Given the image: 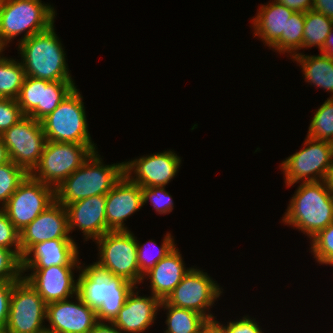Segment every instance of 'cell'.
Listing matches in <instances>:
<instances>
[{
  "instance_id": "6da1fadb",
  "label": "cell",
  "mask_w": 333,
  "mask_h": 333,
  "mask_svg": "<svg viewBox=\"0 0 333 333\" xmlns=\"http://www.w3.org/2000/svg\"><path fill=\"white\" fill-rule=\"evenodd\" d=\"M289 202L282 222L310 239L333 222V193L325 181L299 184Z\"/></svg>"
},
{
  "instance_id": "7a4b0ae2",
  "label": "cell",
  "mask_w": 333,
  "mask_h": 333,
  "mask_svg": "<svg viewBox=\"0 0 333 333\" xmlns=\"http://www.w3.org/2000/svg\"><path fill=\"white\" fill-rule=\"evenodd\" d=\"M97 151L55 189V200L64 207L95 195L107 194L124 175V162L103 164Z\"/></svg>"
},
{
  "instance_id": "3957f363",
  "label": "cell",
  "mask_w": 333,
  "mask_h": 333,
  "mask_svg": "<svg viewBox=\"0 0 333 333\" xmlns=\"http://www.w3.org/2000/svg\"><path fill=\"white\" fill-rule=\"evenodd\" d=\"M54 24L18 43L25 75L48 81H74Z\"/></svg>"
},
{
  "instance_id": "277c9868",
  "label": "cell",
  "mask_w": 333,
  "mask_h": 333,
  "mask_svg": "<svg viewBox=\"0 0 333 333\" xmlns=\"http://www.w3.org/2000/svg\"><path fill=\"white\" fill-rule=\"evenodd\" d=\"M55 13L41 0H0V44L6 48L23 32L19 42L47 30L55 22Z\"/></svg>"
},
{
  "instance_id": "5b68a950",
  "label": "cell",
  "mask_w": 333,
  "mask_h": 333,
  "mask_svg": "<svg viewBox=\"0 0 333 333\" xmlns=\"http://www.w3.org/2000/svg\"><path fill=\"white\" fill-rule=\"evenodd\" d=\"M99 260L92 266L101 273L122 277L135 286L140 283L137 237L130 230L108 231L96 239Z\"/></svg>"
},
{
  "instance_id": "8992f818",
  "label": "cell",
  "mask_w": 333,
  "mask_h": 333,
  "mask_svg": "<svg viewBox=\"0 0 333 333\" xmlns=\"http://www.w3.org/2000/svg\"><path fill=\"white\" fill-rule=\"evenodd\" d=\"M84 107L83 96L75 87L53 112L40 121L46 139L63 143L95 144L88 131Z\"/></svg>"
},
{
  "instance_id": "52a82bcc",
  "label": "cell",
  "mask_w": 333,
  "mask_h": 333,
  "mask_svg": "<svg viewBox=\"0 0 333 333\" xmlns=\"http://www.w3.org/2000/svg\"><path fill=\"white\" fill-rule=\"evenodd\" d=\"M94 151H97L95 144L63 143L47 140L40 161L30 175L56 189Z\"/></svg>"
},
{
  "instance_id": "ba28073f",
  "label": "cell",
  "mask_w": 333,
  "mask_h": 333,
  "mask_svg": "<svg viewBox=\"0 0 333 333\" xmlns=\"http://www.w3.org/2000/svg\"><path fill=\"white\" fill-rule=\"evenodd\" d=\"M303 146L305 147L287 157L280 165L287 187L300 181V183L325 181L332 164V142L307 137Z\"/></svg>"
},
{
  "instance_id": "9c48e42d",
  "label": "cell",
  "mask_w": 333,
  "mask_h": 333,
  "mask_svg": "<svg viewBox=\"0 0 333 333\" xmlns=\"http://www.w3.org/2000/svg\"><path fill=\"white\" fill-rule=\"evenodd\" d=\"M1 137L9 159L30 174L38 165L47 142L41 122L24 116Z\"/></svg>"
},
{
  "instance_id": "30bf717a",
  "label": "cell",
  "mask_w": 333,
  "mask_h": 333,
  "mask_svg": "<svg viewBox=\"0 0 333 333\" xmlns=\"http://www.w3.org/2000/svg\"><path fill=\"white\" fill-rule=\"evenodd\" d=\"M55 201V189L30 174L1 208L20 232Z\"/></svg>"
},
{
  "instance_id": "8fae6325",
  "label": "cell",
  "mask_w": 333,
  "mask_h": 333,
  "mask_svg": "<svg viewBox=\"0 0 333 333\" xmlns=\"http://www.w3.org/2000/svg\"><path fill=\"white\" fill-rule=\"evenodd\" d=\"M222 290V291H221ZM223 292L222 287L203 270L190 267L182 281L174 288L165 301L174 307L194 310L205 316L211 323L216 319L209 312ZM208 311V313H207Z\"/></svg>"
},
{
  "instance_id": "7c38bea8",
  "label": "cell",
  "mask_w": 333,
  "mask_h": 333,
  "mask_svg": "<svg viewBox=\"0 0 333 333\" xmlns=\"http://www.w3.org/2000/svg\"><path fill=\"white\" fill-rule=\"evenodd\" d=\"M46 303L23 278L13 285L6 329L12 333H40L46 330Z\"/></svg>"
},
{
  "instance_id": "4fadbf2b",
  "label": "cell",
  "mask_w": 333,
  "mask_h": 333,
  "mask_svg": "<svg viewBox=\"0 0 333 333\" xmlns=\"http://www.w3.org/2000/svg\"><path fill=\"white\" fill-rule=\"evenodd\" d=\"M74 81H48L26 76L17 98L24 116L41 121L75 88Z\"/></svg>"
},
{
  "instance_id": "5bb4252c",
  "label": "cell",
  "mask_w": 333,
  "mask_h": 333,
  "mask_svg": "<svg viewBox=\"0 0 333 333\" xmlns=\"http://www.w3.org/2000/svg\"><path fill=\"white\" fill-rule=\"evenodd\" d=\"M181 159L171 150L153 153L124 162V174L141 188L165 187L176 176Z\"/></svg>"
},
{
  "instance_id": "9a60e30c",
  "label": "cell",
  "mask_w": 333,
  "mask_h": 333,
  "mask_svg": "<svg viewBox=\"0 0 333 333\" xmlns=\"http://www.w3.org/2000/svg\"><path fill=\"white\" fill-rule=\"evenodd\" d=\"M82 266H50L44 269H22V278L43 298L46 304L74 298L78 280L74 279V269ZM31 271V274L24 272ZM27 275V276H26Z\"/></svg>"
},
{
  "instance_id": "2e32d148",
  "label": "cell",
  "mask_w": 333,
  "mask_h": 333,
  "mask_svg": "<svg viewBox=\"0 0 333 333\" xmlns=\"http://www.w3.org/2000/svg\"><path fill=\"white\" fill-rule=\"evenodd\" d=\"M77 300V301H76ZM46 330L55 333H88L98 322L96 310L85 304L78 294L46 305Z\"/></svg>"
},
{
  "instance_id": "e0dca14e",
  "label": "cell",
  "mask_w": 333,
  "mask_h": 333,
  "mask_svg": "<svg viewBox=\"0 0 333 333\" xmlns=\"http://www.w3.org/2000/svg\"><path fill=\"white\" fill-rule=\"evenodd\" d=\"M66 208L56 200L20 231L22 256L36 243L53 239H73Z\"/></svg>"
},
{
  "instance_id": "ac0fdd59",
  "label": "cell",
  "mask_w": 333,
  "mask_h": 333,
  "mask_svg": "<svg viewBox=\"0 0 333 333\" xmlns=\"http://www.w3.org/2000/svg\"><path fill=\"white\" fill-rule=\"evenodd\" d=\"M69 232L82 231L85 241L96 240L108 231L106 220V194L95 195L65 206Z\"/></svg>"
},
{
  "instance_id": "d6986e66",
  "label": "cell",
  "mask_w": 333,
  "mask_h": 333,
  "mask_svg": "<svg viewBox=\"0 0 333 333\" xmlns=\"http://www.w3.org/2000/svg\"><path fill=\"white\" fill-rule=\"evenodd\" d=\"M143 207L142 188L125 174L106 194V220L111 231L129 230L124 221Z\"/></svg>"
},
{
  "instance_id": "ffe728a7",
  "label": "cell",
  "mask_w": 333,
  "mask_h": 333,
  "mask_svg": "<svg viewBox=\"0 0 333 333\" xmlns=\"http://www.w3.org/2000/svg\"><path fill=\"white\" fill-rule=\"evenodd\" d=\"M74 239H53L36 243L21 258V269H44L50 266H80Z\"/></svg>"
},
{
  "instance_id": "44dd1931",
  "label": "cell",
  "mask_w": 333,
  "mask_h": 333,
  "mask_svg": "<svg viewBox=\"0 0 333 333\" xmlns=\"http://www.w3.org/2000/svg\"><path fill=\"white\" fill-rule=\"evenodd\" d=\"M260 6L256 17L252 19L254 37L259 36L270 49L285 54L286 25L294 11L276 1Z\"/></svg>"
},
{
  "instance_id": "7402d4cb",
  "label": "cell",
  "mask_w": 333,
  "mask_h": 333,
  "mask_svg": "<svg viewBox=\"0 0 333 333\" xmlns=\"http://www.w3.org/2000/svg\"><path fill=\"white\" fill-rule=\"evenodd\" d=\"M134 288L128 295L123 307L112 323L122 333H143L154 323L160 310L161 300L153 296H138L139 291Z\"/></svg>"
},
{
  "instance_id": "603a6c76",
  "label": "cell",
  "mask_w": 333,
  "mask_h": 333,
  "mask_svg": "<svg viewBox=\"0 0 333 333\" xmlns=\"http://www.w3.org/2000/svg\"><path fill=\"white\" fill-rule=\"evenodd\" d=\"M189 270L185 267L178 247H175L143 276V280L148 277L151 294L165 300Z\"/></svg>"
},
{
  "instance_id": "cb8c5ba5",
  "label": "cell",
  "mask_w": 333,
  "mask_h": 333,
  "mask_svg": "<svg viewBox=\"0 0 333 333\" xmlns=\"http://www.w3.org/2000/svg\"><path fill=\"white\" fill-rule=\"evenodd\" d=\"M301 65L305 81L318 88L330 91L333 98V58L320 55H304L301 52L293 57Z\"/></svg>"
},
{
  "instance_id": "d4e9b609",
  "label": "cell",
  "mask_w": 333,
  "mask_h": 333,
  "mask_svg": "<svg viewBox=\"0 0 333 333\" xmlns=\"http://www.w3.org/2000/svg\"><path fill=\"white\" fill-rule=\"evenodd\" d=\"M160 308L167 310V329L164 333H204L212 325L202 314L191 309L174 307L165 300H161Z\"/></svg>"
},
{
  "instance_id": "484cf974",
  "label": "cell",
  "mask_w": 333,
  "mask_h": 333,
  "mask_svg": "<svg viewBox=\"0 0 333 333\" xmlns=\"http://www.w3.org/2000/svg\"><path fill=\"white\" fill-rule=\"evenodd\" d=\"M136 287L122 277L107 275L104 301L96 310L97 320L112 322L126 302L128 295Z\"/></svg>"
},
{
  "instance_id": "4316f807",
  "label": "cell",
  "mask_w": 333,
  "mask_h": 333,
  "mask_svg": "<svg viewBox=\"0 0 333 333\" xmlns=\"http://www.w3.org/2000/svg\"><path fill=\"white\" fill-rule=\"evenodd\" d=\"M79 269L77 294L82 301L97 310L104 301L107 274L96 270L91 264ZM81 271V272H80Z\"/></svg>"
},
{
  "instance_id": "83f0119b",
  "label": "cell",
  "mask_w": 333,
  "mask_h": 333,
  "mask_svg": "<svg viewBox=\"0 0 333 333\" xmlns=\"http://www.w3.org/2000/svg\"><path fill=\"white\" fill-rule=\"evenodd\" d=\"M21 61L0 56V97L17 99L25 79Z\"/></svg>"
},
{
  "instance_id": "f1b7e54d",
  "label": "cell",
  "mask_w": 333,
  "mask_h": 333,
  "mask_svg": "<svg viewBox=\"0 0 333 333\" xmlns=\"http://www.w3.org/2000/svg\"><path fill=\"white\" fill-rule=\"evenodd\" d=\"M332 27L333 20L325 15L313 10L305 12L303 48L316 46L321 52L325 39Z\"/></svg>"
},
{
  "instance_id": "f546056e",
  "label": "cell",
  "mask_w": 333,
  "mask_h": 333,
  "mask_svg": "<svg viewBox=\"0 0 333 333\" xmlns=\"http://www.w3.org/2000/svg\"><path fill=\"white\" fill-rule=\"evenodd\" d=\"M154 245V248L157 249V243L154 240L145 242L142 244L137 240V262L140 271V283H143V276L149 272L156 264L164 258L169 252H171L176 244L174 242L173 236L171 233H167L162 241L160 247H158L156 254L153 255V252L149 254V245Z\"/></svg>"
},
{
  "instance_id": "4dcf8cb0",
  "label": "cell",
  "mask_w": 333,
  "mask_h": 333,
  "mask_svg": "<svg viewBox=\"0 0 333 333\" xmlns=\"http://www.w3.org/2000/svg\"><path fill=\"white\" fill-rule=\"evenodd\" d=\"M306 137L333 143V98H327L317 109Z\"/></svg>"
},
{
  "instance_id": "1f68e13d",
  "label": "cell",
  "mask_w": 333,
  "mask_h": 333,
  "mask_svg": "<svg viewBox=\"0 0 333 333\" xmlns=\"http://www.w3.org/2000/svg\"><path fill=\"white\" fill-rule=\"evenodd\" d=\"M28 173L13 161L0 165V208L9 200Z\"/></svg>"
},
{
  "instance_id": "d6a6232c",
  "label": "cell",
  "mask_w": 333,
  "mask_h": 333,
  "mask_svg": "<svg viewBox=\"0 0 333 333\" xmlns=\"http://www.w3.org/2000/svg\"><path fill=\"white\" fill-rule=\"evenodd\" d=\"M311 253L319 264L333 266V222L310 239Z\"/></svg>"
},
{
  "instance_id": "836d02e7",
  "label": "cell",
  "mask_w": 333,
  "mask_h": 333,
  "mask_svg": "<svg viewBox=\"0 0 333 333\" xmlns=\"http://www.w3.org/2000/svg\"><path fill=\"white\" fill-rule=\"evenodd\" d=\"M305 13L294 12L286 25V53L291 59L303 49Z\"/></svg>"
},
{
  "instance_id": "e575fe53",
  "label": "cell",
  "mask_w": 333,
  "mask_h": 333,
  "mask_svg": "<svg viewBox=\"0 0 333 333\" xmlns=\"http://www.w3.org/2000/svg\"><path fill=\"white\" fill-rule=\"evenodd\" d=\"M143 206L150 200L158 214H169L174 209V202L165 187H142Z\"/></svg>"
},
{
  "instance_id": "d590c367",
  "label": "cell",
  "mask_w": 333,
  "mask_h": 333,
  "mask_svg": "<svg viewBox=\"0 0 333 333\" xmlns=\"http://www.w3.org/2000/svg\"><path fill=\"white\" fill-rule=\"evenodd\" d=\"M22 276L21 259L12 250L0 247V281L17 282Z\"/></svg>"
},
{
  "instance_id": "8d00e7d4",
  "label": "cell",
  "mask_w": 333,
  "mask_h": 333,
  "mask_svg": "<svg viewBox=\"0 0 333 333\" xmlns=\"http://www.w3.org/2000/svg\"><path fill=\"white\" fill-rule=\"evenodd\" d=\"M0 247L12 250L21 259L20 232L10 222L8 216L1 208Z\"/></svg>"
},
{
  "instance_id": "74e56055",
  "label": "cell",
  "mask_w": 333,
  "mask_h": 333,
  "mask_svg": "<svg viewBox=\"0 0 333 333\" xmlns=\"http://www.w3.org/2000/svg\"><path fill=\"white\" fill-rule=\"evenodd\" d=\"M23 117L17 99L0 98V135Z\"/></svg>"
},
{
  "instance_id": "f35d334b",
  "label": "cell",
  "mask_w": 333,
  "mask_h": 333,
  "mask_svg": "<svg viewBox=\"0 0 333 333\" xmlns=\"http://www.w3.org/2000/svg\"><path fill=\"white\" fill-rule=\"evenodd\" d=\"M258 324L255 318L251 319L249 316H244L239 321H230L225 326L217 320L212 323L219 333H264Z\"/></svg>"
},
{
  "instance_id": "ab89813d",
  "label": "cell",
  "mask_w": 333,
  "mask_h": 333,
  "mask_svg": "<svg viewBox=\"0 0 333 333\" xmlns=\"http://www.w3.org/2000/svg\"><path fill=\"white\" fill-rule=\"evenodd\" d=\"M15 282L0 281V329L6 328L10 299Z\"/></svg>"
},
{
  "instance_id": "60d3db41",
  "label": "cell",
  "mask_w": 333,
  "mask_h": 333,
  "mask_svg": "<svg viewBox=\"0 0 333 333\" xmlns=\"http://www.w3.org/2000/svg\"><path fill=\"white\" fill-rule=\"evenodd\" d=\"M282 4L294 12L305 13L313 8V0H274Z\"/></svg>"
},
{
  "instance_id": "b9f144b4",
  "label": "cell",
  "mask_w": 333,
  "mask_h": 333,
  "mask_svg": "<svg viewBox=\"0 0 333 333\" xmlns=\"http://www.w3.org/2000/svg\"><path fill=\"white\" fill-rule=\"evenodd\" d=\"M312 10L333 20V0H313Z\"/></svg>"
},
{
  "instance_id": "7bdbcfd3",
  "label": "cell",
  "mask_w": 333,
  "mask_h": 333,
  "mask_svg": "<svg viewBox=\"0 0 333 333\" xmlns=\"http://www.w3.org/2000/svg\"><path fill=\"white\" fill-rule=\"evenodd\" d=\"M88 333H122L112 322L98 321Z\"/></svg>"
},
{
  "instance_id": "ee69618b",
  "label": "cell",
  "mask_w": 333,
  "mask_h": 333,
  "mask_svg": "<svg viewBox=\"0 0 333 333\" xmlns=\"http://www.w3.org/2000/svg\"><path fill=\"white\" fill-rule=\"evenodd\" d=\"M321 53L333 58V27L325 39Z\"/></svg>"
},
{
  "instance_id": "f6af8a7d",
  "label": "cell",
  "mask_w": 333,
  "mask_h": 333,
  "mask_svg": "<svg viewBox=\"0 0 333 333\" xmlns=\"http://www.w3.org/2000/svg\"><path fill=\"white\" fill-rule=\"evenodd\" d=\"M9 161L10 159L7 153L6 146L4 145L3 139L0 135V165L6 164Z\"/></svg>"
},
{
  "instance_id": "bcb514c9",
  "label": "cell",
  "mask_w": 333,
  "mask_h": 333,
  "mask_svg": "<svg viewBox=\"0 0 333 333\" xmlns=\"http://www.w3.org/2000/svg\"><path fill=\"white\" fill-rule=\"evenodd\" d=\"M327 188L333 193V161L325 178Z\"/></svg>"
},
{
  "instance_id": "7dc6e473",
  "label": "cell",
  "mask_w": 333,
  "mask_h": 333,
  "mask_svg": "<svg viewBox=\"0 0 333 333\" xmlns=\"http://www.w3.org/2000/svg\"><path fill=\"white\" fill-rule=\"evenodd\" d=\"M204 333H219V332L213 325H211Z\"/></svg>"
},
{
  "instance_id": "c3c4849f",
  "label": "cell",
  "mask_w": 333,
  "mask_h": 333,
  "mask_svg": "<svg viewBox=\"0 0 333 333\" xmlns=\"http://www.w3.org/2000/svg\"><path fill=\"white\" fill-rule=\"evenodd\" d=\"M0 333H12V332H10L6 328H4V329H0Z\"/></svg>"
},
{
  "instance_id": "681fc988",
  "label": "cell",
  "mask_w": 333,
  "mask_h": 333,
  "mask_svg": "<svg viewBox=\"0 0 333 333\" xmlns=\"http://www.w3.org/2000/svg\"><path fill=\"white\" fill-rule=\"evenodd\" d=\"M5 50V48L0 44V56L3 54L2 52Z\"/></svg>"
},
{
  "instance_id": "f907efd6",
  "label": "cell",
  "mask_w": 333,
  "mask_h": 333,
  "mask_svg": "<svg viewBox=\"0 0 333 333\" xmlns=\"http://www.w3.org/2000/svg\"><path fill=\"white\" fill-rule=\"evenodd\" d=\"M40 333H55V332H52V331H49V330H44V331H42Z\"/></svg>"
}]
</instances>
